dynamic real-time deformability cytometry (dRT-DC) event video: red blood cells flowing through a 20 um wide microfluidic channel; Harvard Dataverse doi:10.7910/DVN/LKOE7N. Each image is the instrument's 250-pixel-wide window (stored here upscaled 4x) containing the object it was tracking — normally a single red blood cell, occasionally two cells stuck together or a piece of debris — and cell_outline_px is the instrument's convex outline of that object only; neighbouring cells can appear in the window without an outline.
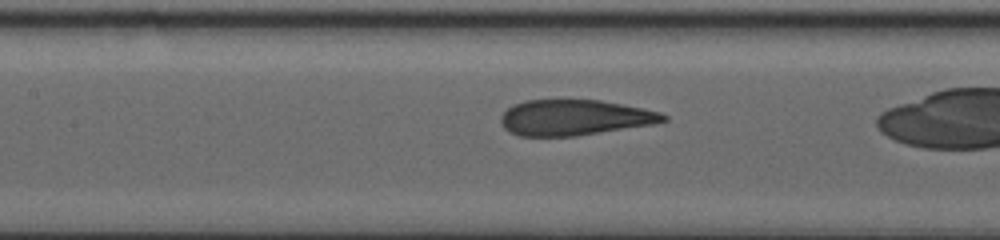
{"species": "human", "species_latin": "Homo sapiens", "temperature_condition": "warm", "stored_images_in_passage": 68, "camera_frame_rate_fps": 3000, "um_per_image_px": 0.085, "donor": {"sex": "female"}, "frame": {"image": 1, "passage_image": 46, "time_ms": 10.667, "image_size_px": [1000, 240], "cell_outline_px": [[668, 120], [656, 124], [576, 136], [520, 136], [508, 132], [500, 124], [500, 116], [512, 104], [524, 100], [600, 100], [624, 104], [660, 112], [668, 116]], "centroid_in_image_um": [48.83, 9.99], "position_along_channel_um": 158.6, "area_um2": 34.1}}
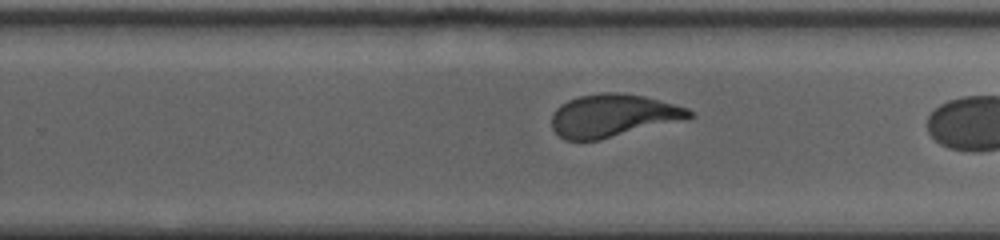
{"frame": {"image": 2, "passage_image": 56, "time_ms": 14.667, "image_size_px": [1000, 240], "cell_outline_px": [[696, 116], [688, 120], [600, 140], [564, 140], [552, 128], [552, 112], [560, 104], [568, 100], [580, 96], [600, 92], [616, 92], [644, 96], [676, 104], [688, 108]], "centroid_in_image_um": [52.16, 9.83], "position_along_channel_um": 277.6, "area_um2": 34.85}}
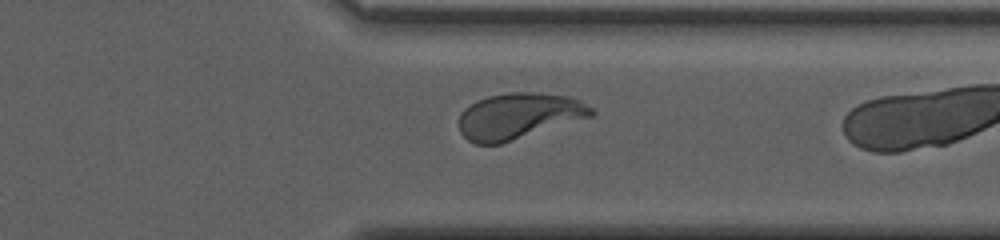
{"frame": {"image": 3, "passage_image": 65, "time_ms": 17.667, "image_size_px": [1000, 240], "cell_outline_px": [[596, 112], [592, 116], [500, 144], [476, 144], [468, 140], [460, 132], [460, 112], [464, 108], [476, 100], [488, 96], [508, 92], [540, 92], [568, 96], [580, 100], [592, 108]], "centroid_in_image_um": [44.08, 9.84], "position_along_channel_um": 367.3, "area_um2": 35.49}}